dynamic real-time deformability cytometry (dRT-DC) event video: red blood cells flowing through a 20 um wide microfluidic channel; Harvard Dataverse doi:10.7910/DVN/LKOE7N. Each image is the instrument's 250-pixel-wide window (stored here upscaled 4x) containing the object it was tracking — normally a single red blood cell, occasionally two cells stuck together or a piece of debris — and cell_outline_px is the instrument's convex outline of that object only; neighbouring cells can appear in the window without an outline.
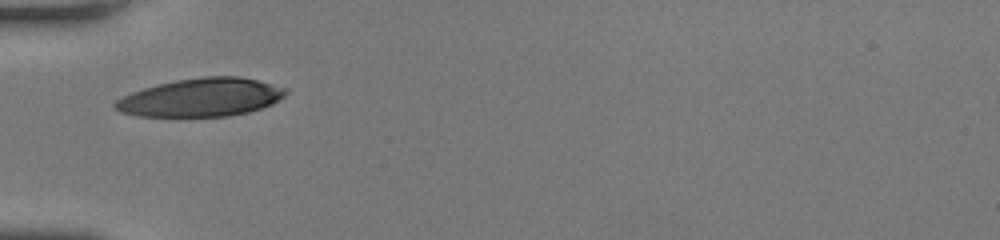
{"species": "human", "species_latin": "Homo sapiens", "temperature_condition": "room temperature", "stored_images_in_passage": 26, "camera_frame_rate_fps": 3000, "um_per_image_px": 0.085, "donor": {"sex": "female"}, "frame": {"image": 1, "passage_image": 1, "time_ms": 0.0, "image_size_px": [1000, 240], "cell_outline_px": [[288, 92], [284, 96], [272, 104], [248, 112], [228, 116], [140, 116], [120, 112], [112, 108], [112, 104], [116, 100], [132, 92], [156, 84], [176, 80], [204, 76], [240, 76], [288, 88]], "centroid_in_image_um": [17.08, 8.28], "position_along_channel_um": 67.9, "area_um2": 38.03}}
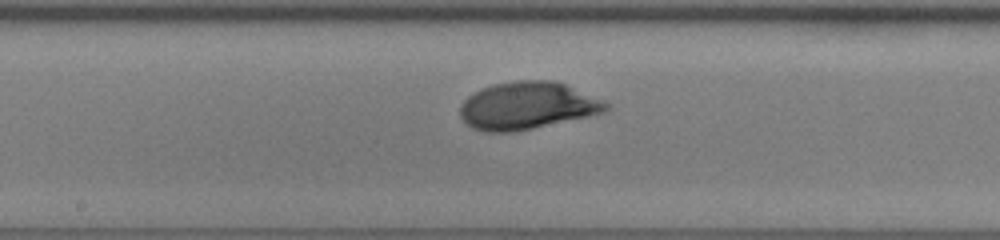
{"frame": {"image": 2, "passage_image": 11, "time_ms": 3.333, "image_size_px": [1000, 240], "cell_outline_px": [[608, 108], [604, 112], [588, 116], [516, 132], [484, 132], [472, 128], [460, 116], [460, 104], [468, 96], [492, 84], [516, 80], [552, 80], [564, 84], [600, 100], [608, 104]], "centroid_in_image_um": [44.76, 8.99], "position_along_channel_um": 203.4, "area_um2": 39.88}}
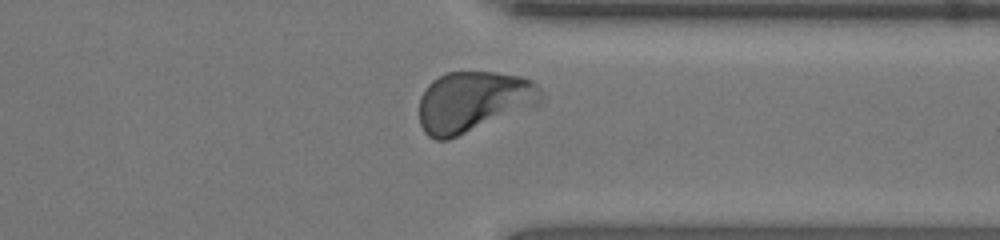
{"frame": {"image": 3, "passage_image": 23, "time_ms": 7.333, "image_size_px": [1000, 240], "cell_outline_px": [[544, 100], [536, 108], [448, 140], [436, 140], [428, 136], [424, 132], [420, 124], [420, 96], [428, 84], [432, 80], [448, 72], [496, 72], [520, 76], [532, 80], [540, 88], [544, 96]], "centroid_in_image_um": [40.31, 8.66], "position_along_channel_um": 371.1, "area_um2": 44.1}, "authors_computed_cell_mechanics": {"area_um2": 39.882, "velocity_mm_per_s": 4.1772, "shape_relaxation_time_tau1_ms": 2.6656, "shape_relaxation_time_tau2_ms": null, "deformation_change_tau1": 0.1601, "deformation_change_tau2": null}}